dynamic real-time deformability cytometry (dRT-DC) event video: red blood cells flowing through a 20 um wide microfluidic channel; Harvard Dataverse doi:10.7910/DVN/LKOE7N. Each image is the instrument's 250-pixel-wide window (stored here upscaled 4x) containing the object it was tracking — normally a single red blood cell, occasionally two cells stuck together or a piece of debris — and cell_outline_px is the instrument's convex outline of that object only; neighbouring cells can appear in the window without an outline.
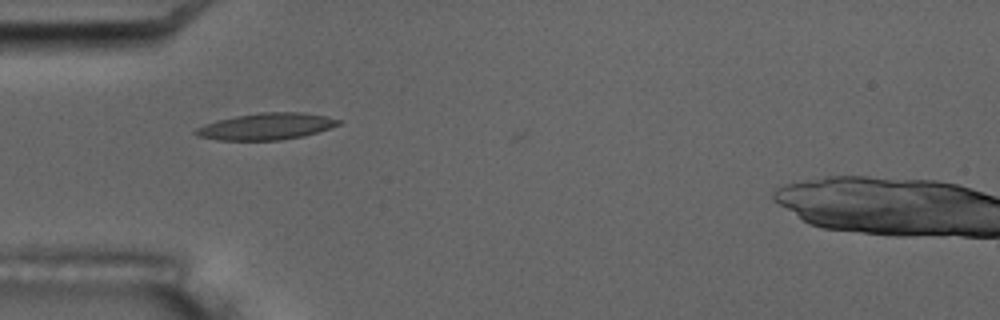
{"species": "common noctule bat (a hibernating species)", "species_latin": "Nyctalus noctula", "temperature_condition": "room temperature", "stored_images_in_passage": 3, "camera_frame_rate_fps": 3000, "um_per_image_px": 0.085, "animal": {"sex": "male", "body_mass_g": 17.5, "forearm_length_mm": 52.3}, "frame": {"image": 1, "passage_image": 2, "time_ms": 1.333, "image_size_px": [1000, 320], "cell_outline_px": [[344, 120], [340, 124], [304, 136], [280, 140], [216, 140], [196, 136], [192, 132], [196, 128], [204, 124], [216, 120], [236, 116], [260, 112], [304, 112]], "centroid_in_image_um": [22.59, 10.74], "position_along_channel_um": 62.4, "area_um2": 22.25}}